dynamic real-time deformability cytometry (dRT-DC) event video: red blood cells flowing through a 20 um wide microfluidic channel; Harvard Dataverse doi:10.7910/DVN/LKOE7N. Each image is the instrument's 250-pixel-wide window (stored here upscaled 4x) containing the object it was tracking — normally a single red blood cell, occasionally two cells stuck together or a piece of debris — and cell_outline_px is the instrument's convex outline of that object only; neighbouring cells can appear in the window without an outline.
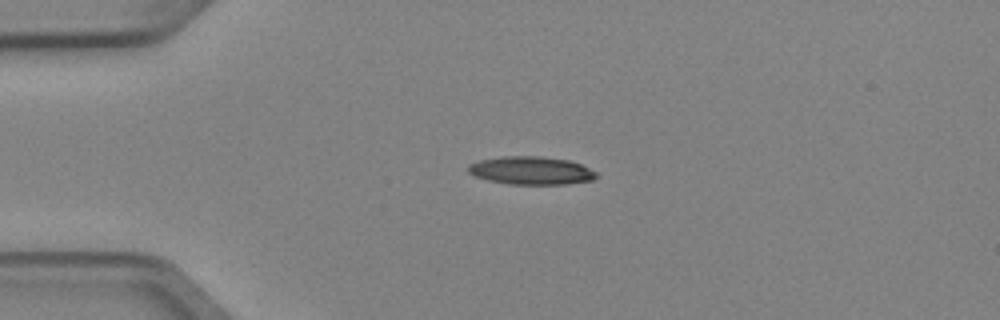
{"species": "Egyptian fruit bat (a non-hibernating species)", "species_latin": "Rousettus aegyptiacus", "temperature_condition": "cold", "stored_images_in_passage": 2, "camera_frame_rate_fps": 3000, "um_per_image_px": 0.085, "animal": {"sex": "female"}, "frame": {"image": 1, "passage_image": 1, "time_ms": 0.0, "image_size_px": [1000, 320], "cell_outline_px": [[600, 176], [592, 180], [568, 184], [508, 184], [488, 180], [476, 176], [468, 172], [468, 164], [480, 160], [500, 156], [540, 156], [568, 160], [580, 164], [596, 172]], "centroid_in_image_um": [45.15, 14.49], "position_along_channel_um": 39.9, "area_um2": 20.98}}